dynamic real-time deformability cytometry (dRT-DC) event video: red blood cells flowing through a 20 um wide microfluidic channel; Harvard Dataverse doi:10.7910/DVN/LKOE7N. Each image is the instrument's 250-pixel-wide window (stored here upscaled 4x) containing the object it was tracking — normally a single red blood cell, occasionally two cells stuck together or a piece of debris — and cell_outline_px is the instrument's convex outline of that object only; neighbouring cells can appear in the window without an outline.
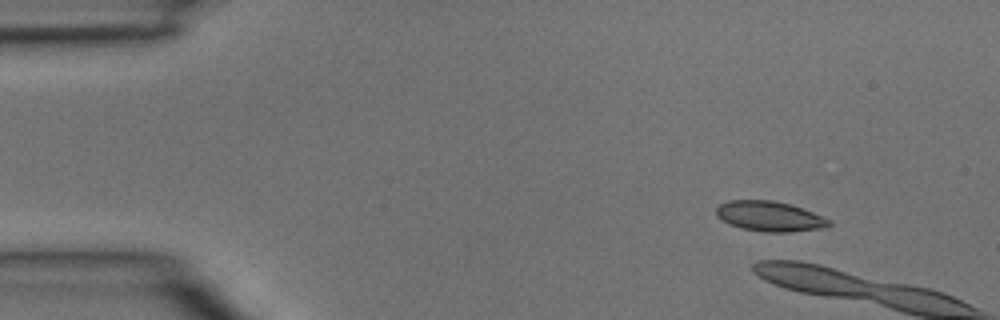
{"species": "common noctule bat (a hibernating species)", "species_latin": "Nyctalus noctula", "temperature_condition": "room temperature", "stored_images_in_passage": 4, "camera_frame_rate_fps": 3000, "um_per_image_px": 0.085, "animal": {"sex": "male", "body_mass_g": 15.6}, "frame": {"image": 1, "passage_image": 1, "time_ms": 0.0, "image_size_px": [1000, 320], "cell_outline_px": [[832, 224], [820, 228], [788, 232], [764, 232], [740, 228], [728, 224], [716, 216], [716, 208], [720, 204], [728, 200], [772, 200], [788, 204], [812, 212], [832, 220]], "centroid_in_image_um": [65.37, 18.39], "position_along_channel_um": 19.6, "area_um2": 19.71}}